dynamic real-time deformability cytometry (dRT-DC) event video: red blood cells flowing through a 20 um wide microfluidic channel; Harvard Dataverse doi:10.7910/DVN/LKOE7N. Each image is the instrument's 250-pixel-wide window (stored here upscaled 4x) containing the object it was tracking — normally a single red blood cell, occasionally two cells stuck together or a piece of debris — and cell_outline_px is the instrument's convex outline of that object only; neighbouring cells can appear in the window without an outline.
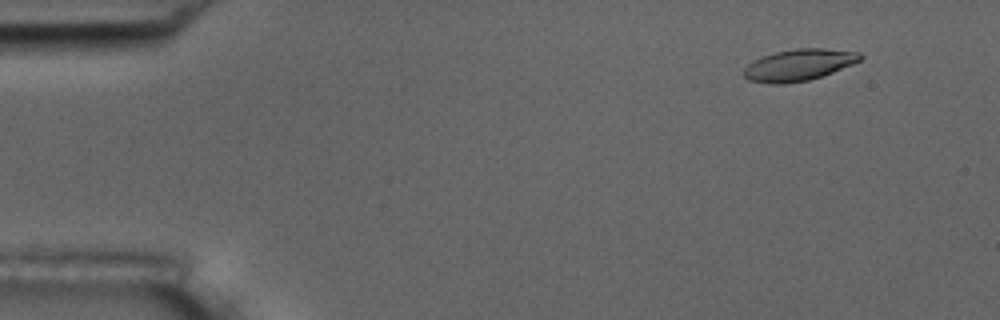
{"species": "common noctule bat (a hibernating species)", "species_latin": "Nyctalus noctula", "temperature_condition": "room temperature", "stored_images_in_passage": 5, "camera_frame_rate_fps": 3000, "um_per_image_px": 0.085, "animal": {"sex": "male", "body_mass_g": 17.5, "forearm_length_mm": 52.3}, "frame": {"image": 1, "passage_image": 2, "time_ms": 1.0, "image_size_px": [1000, 320], "cell_outline_px": [[864, 56], [860, 60], [852, 64], [832, 72], [808, 80], [780, 84], [772, 84], [748, 80], [744, 76], [744, 68], [752, 60], [776, 52], [796, 48], [824, 48], [860, 52]], "centroid_in_image_um": [67.89, 5.51], "position_along_channel_um": 17.1, "area_um2": 21.27}}
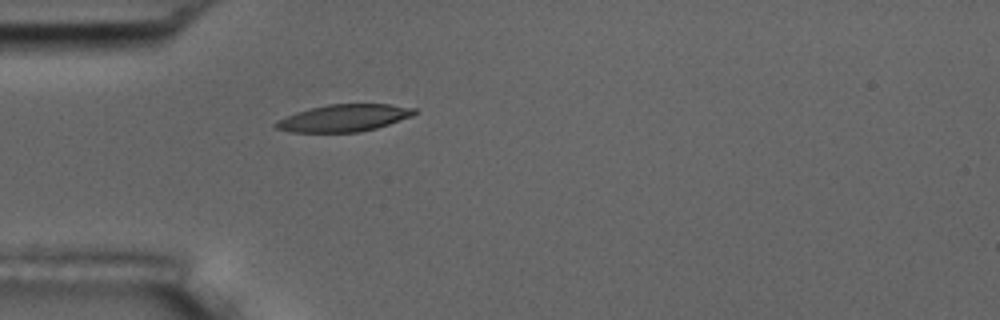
{"frame": {"image": 2, "passage_image": 5, "time_ms": 4.667, "image_size_px": [1000, 320], "cell_outline_px": [[416, 112], [412, 116], [376, 128], [360, 132], [292, 132], [276, 128], [272, 124], [276, 120], [296, 112], [328, 104], [388, 104], [416, 108]], "centroid_in_image_um": [29.21, 10.03], "position_along_channel_um": 55.8, "area_um2": 21.79}}